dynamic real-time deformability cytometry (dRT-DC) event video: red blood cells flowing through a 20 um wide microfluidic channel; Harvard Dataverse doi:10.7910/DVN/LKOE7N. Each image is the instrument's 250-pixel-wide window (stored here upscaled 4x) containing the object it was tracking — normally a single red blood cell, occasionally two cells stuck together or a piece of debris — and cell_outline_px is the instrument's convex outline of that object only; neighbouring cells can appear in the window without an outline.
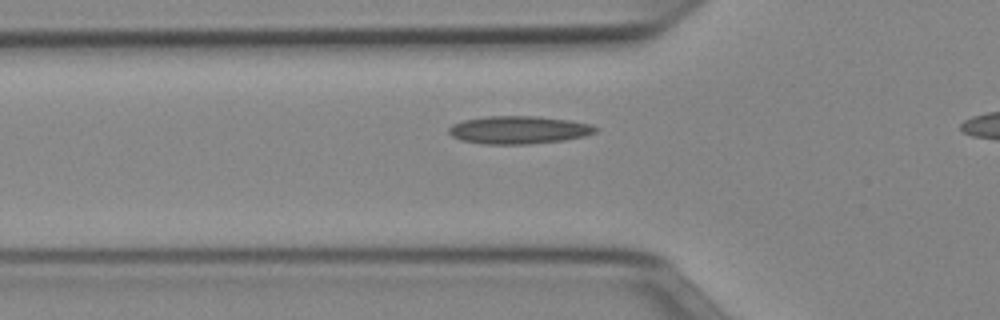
{"species": "Egyptian fruit bat (a non-hibernating species)", "species_latin": "Rousettus aegyptiacus", "temperature_condition": "cold", "stored_images_in_passage": 36, "camera_frame_rate_fps": 3000, "um_per_image_px": 0.085, "animal": {"sex": "female"}, "frame": {"image": 1, "passage_image": 11, "time_ms": 3.333, "image_size_px": [1000, 320], "cell_outline_px": [[600, 128], [596, 132], [584, 136], [564, 140], [528, 144], [484, 144], [460, 140], [452, 136], [448, 132], [448, 128], [452, 124], [464, 120], [488, 116], [536, 116], [568, 120], [592, 124]], "centroid_in_image_um": [44.1, 11.04], "position_along_channel_um": 81.7, "area_um2": 23.87}}
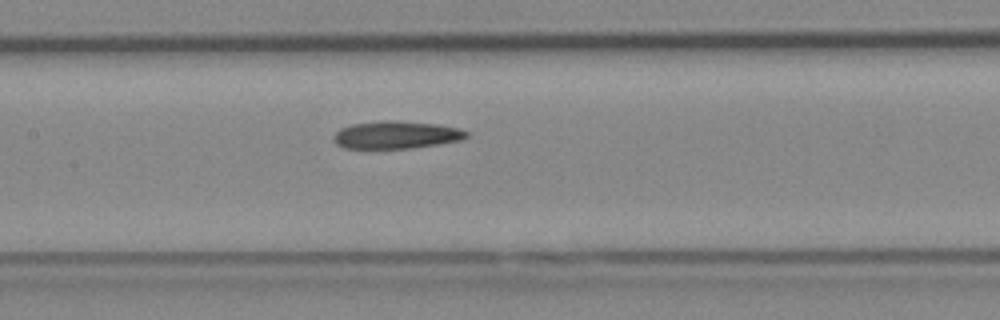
{"frame": {"image": 2, "passage_image": 18, "time_ms": 5.667, "image_size_px": [1000, 320], "cell_outline_px": [[468, 136], [460, 140], [412, 148], [344, 148], [336, 144], [332, 140], [332, 136], [340, 128], [352, 124], [384, 120], [392, 120], [436, 124], [460, 128], [468, 132]], "centroid_in_image_um": [33.64, 11.46], "position_along_channel_um": 173.8, "area_um2": 21.33}}
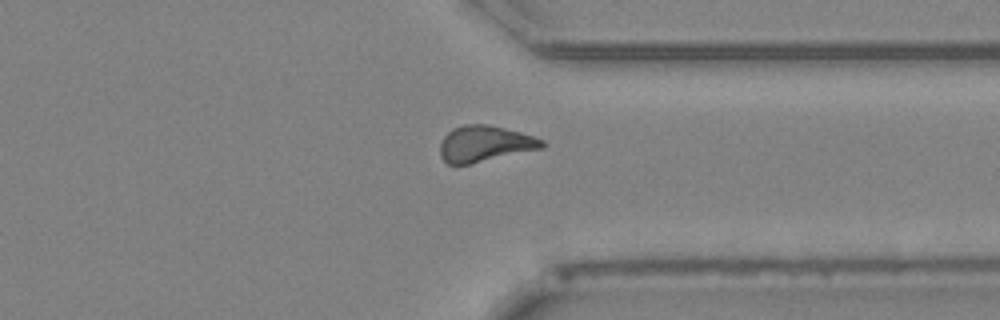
{"frame": {"image": 3, "passage_image": 33, "time_ms": 10.667, "image_size_px": [1000, 320], "cell_outline_px": [[544, 148], [472, 164], [448, 164], [440, 156], [440, 144], [444, 136], [452, 128], [464, 124], [488, 124], [520, 132], [544, 140]], "centroid_in_image_um": [41.2, 12.22], "position_along_channel_um": 370.2, "area_um2": 21.56}}